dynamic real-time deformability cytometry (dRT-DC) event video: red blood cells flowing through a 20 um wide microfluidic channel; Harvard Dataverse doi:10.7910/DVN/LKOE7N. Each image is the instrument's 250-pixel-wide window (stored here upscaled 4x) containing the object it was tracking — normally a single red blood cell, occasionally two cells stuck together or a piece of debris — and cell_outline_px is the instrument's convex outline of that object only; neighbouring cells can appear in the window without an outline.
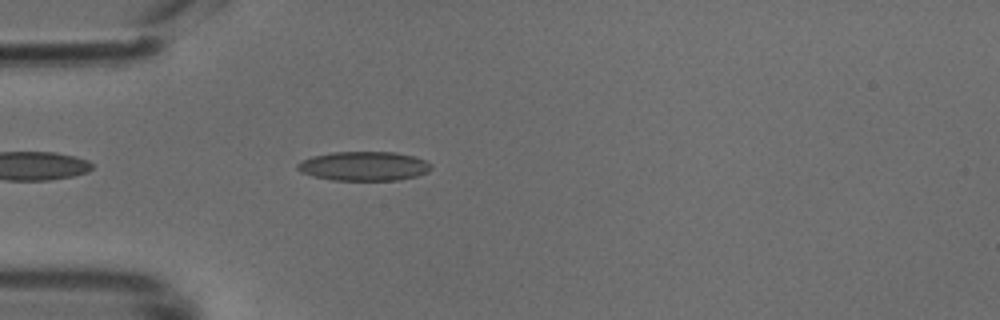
{"species": "common noctule bat (a hibernating species)", "species_latin": "Nyctalus noctula", "temperature_condition": "cold", "stored_images_in_passage": 36, "camera_frame_rate_fps": 3000, "um_per_image_px": 0.085, "animal": {"sex": "male", "body_mass_g": 18.8}, "frame": {"image": 1, "passage_image": 3, "time_ms": 0.667, "image_size_px": [1000, 320], "cell_outline_px": [[432, 168], [428, 172], [416, 176], [396, 180], [332, 180], [312, 176], [300, 172], [296, 168], [296, 164], [312, 156], [332, 152], [396, 152], [412, 156], [424, 160], [432, 164]], "centroid_in_image_um": [30.92, 14.12], "position_along_channel_um": 54.1, "area_um2": 22.77}}
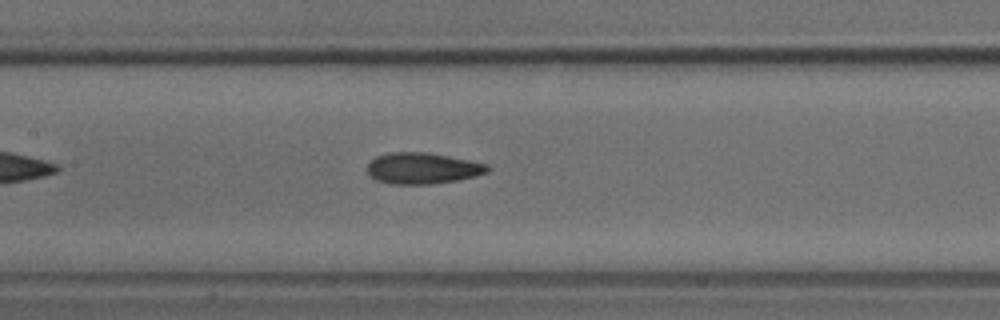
{"frame": {"image": 2, "passage_image": 12, "time_ms": 3.667, "image_size_px": [1000, 320], "cell_outline_px": [[492, 168], [488, 172], [476, 176], [456, 180], [432, 184], [392, 184], [376, 180], [368, 176], [368, 164], [376, 156], [392, 152], [424, 152], [448, 156], [488, 164]], "centroid_in_image_um": [35.92, 14.31], "position_along_channel_um": 171.5, "area_um2": 21.85}}
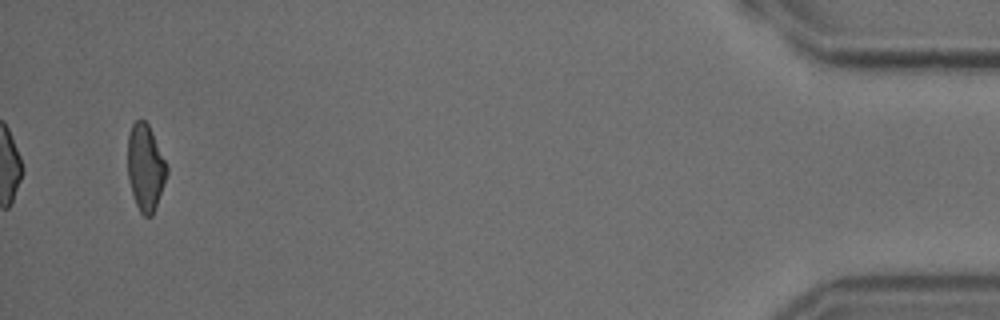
{"frame": {"image": 3, "passage_image": 36, "time_ms": 11.667, "image_size_px": [1000, 320], "cell_outline_px": [[168, 172], [156, 208], [152, 216], [144, 216], [140, 212], [136, 204], [132, 192], [128, 176], [128, 136], [132, 124], [136, 120], [144, 120], [148, 124], [168, 164]], "centroid_in_image_um": [12.38, 14.24], "position_along_channel_um": 422.8, "area_um2": 19.77}}